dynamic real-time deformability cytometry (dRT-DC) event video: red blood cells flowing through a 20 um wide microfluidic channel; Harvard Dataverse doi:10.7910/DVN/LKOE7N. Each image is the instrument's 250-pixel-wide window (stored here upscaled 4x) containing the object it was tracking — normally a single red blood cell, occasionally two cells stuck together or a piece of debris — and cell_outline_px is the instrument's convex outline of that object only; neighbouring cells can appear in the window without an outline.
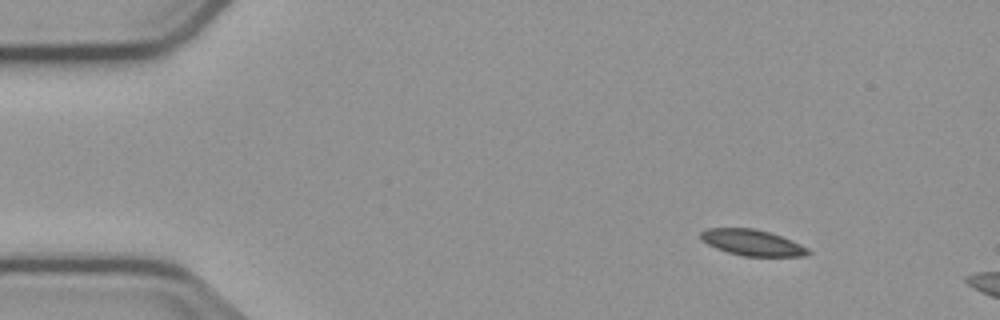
{"species": "common noctule bat (a hibernating species)", "species_latin": "Nyctalus noctula", "temperature_condition": "cold", "stored_images_in_passage": 8, "camera_frame_rate_fps": 3000, "um_per_image_px": 0.085, "animal": {"sex": "male", "body_mass_g": 23.1, "forearm_length_mm": 52.7}, "frame": {"image": 1, "passage_image": 2, "time_ms": 1.0, "image_size_px": [1000, 320], "cell_outline_px": [[812, 252], [808, 256], [744, 256], [728, 252], [716, 248], [700, 240], [700, 232], [708, 228], [756, 228], [792, 240], [808, 248]], "centroid_in_image_um": [63.95, 20.62], "position_along_channel_um": 21.1, "area_um2": 16.3}}
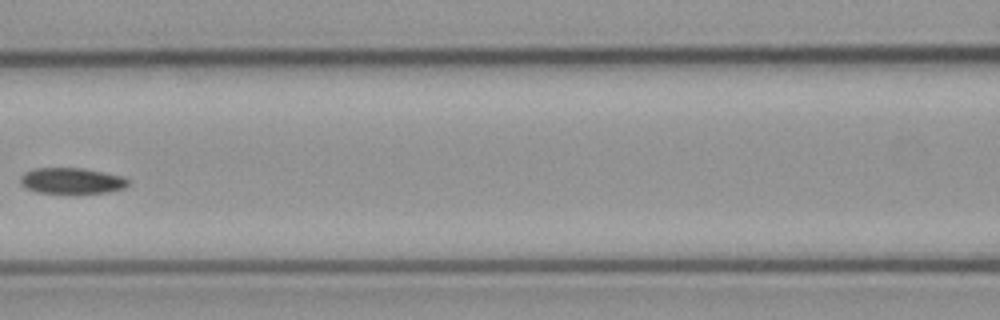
{"frame": {"image": 2, "passage_image": 7, "time_ms": 7.0, "image_size_px": [1000, 320], "cell_outline_px": [[132, 180], [124, 188], [108, 192], [76, 196], [36, 192], [24, 188], [20, 184], [20, 176], [24, 172], [36, 168], [84, 168], [104, 172], [120, 176]], "centroid_in_image_um": [6.08, 15.41], "position_along_channel_um": 160.5, "area_um2": 17.22}}
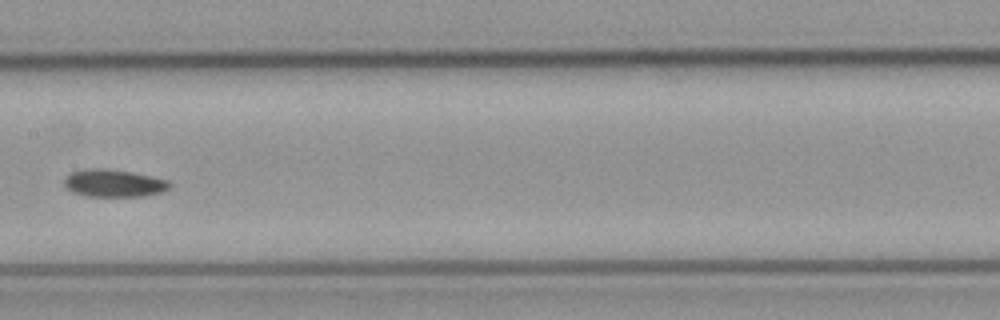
{"frame": {"image": 3, "passage_image": 8, "time_ms": 8.0, "image_size_px": [1000, 320], "cell_outline_px": [[172, 184], [168, 188], [160, 192], [144, 196], [84, 196], [72, 192], [64, 184], [64, 180], [72, 172], [88, 168], [100, 168], [132, 172], [152, 176], [168, 180]], "centroid_in_image_um": [9.68, 15.57], "position_along_channel_um": 197.7, "area_um2": 16.76}}